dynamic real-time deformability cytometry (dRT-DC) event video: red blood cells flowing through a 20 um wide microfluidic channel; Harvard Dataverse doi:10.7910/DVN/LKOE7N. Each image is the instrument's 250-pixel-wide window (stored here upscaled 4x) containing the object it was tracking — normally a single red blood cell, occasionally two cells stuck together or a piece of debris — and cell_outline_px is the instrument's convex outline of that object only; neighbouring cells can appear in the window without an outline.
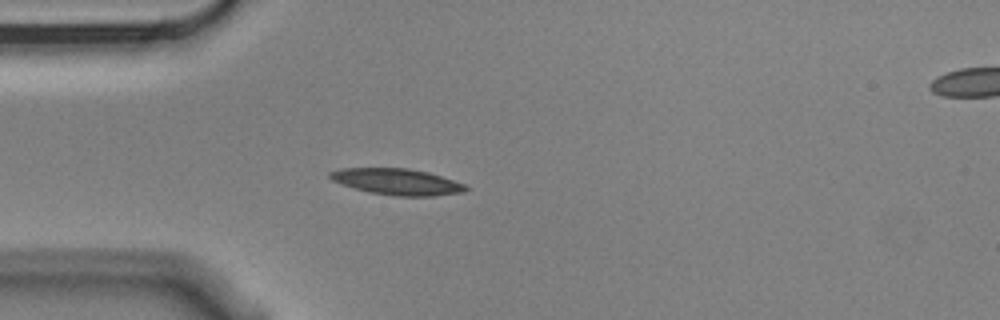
{"species": "Egyptian fruit bat (a non-hibernating species)", "species_latin": "Rousettus aegyptiacus", "temperature_condition": "cold", "stored_images_in_passage": 9, "camera_frame_rate_fps": 3000, "um_per_image_px": 0.085, "animal": {"sex": "male"}, "frame": {"image": 1, "passage_image": 4, "time_ms": 1.0, "image_size_px": [1000, 320], "cell_outline_px": [[468, 188], [464, 192], [436, 196], [396, 196], [368, 192], [340, 184], [332, 180], [328, 176], [328, 172], [340, 168], [408, 168], [428, 172], [464, 184]], "centroid_in_image_um": [33.71, 15.45], "position_along_channel_um": 51.3, "area_um2": 20.81}}
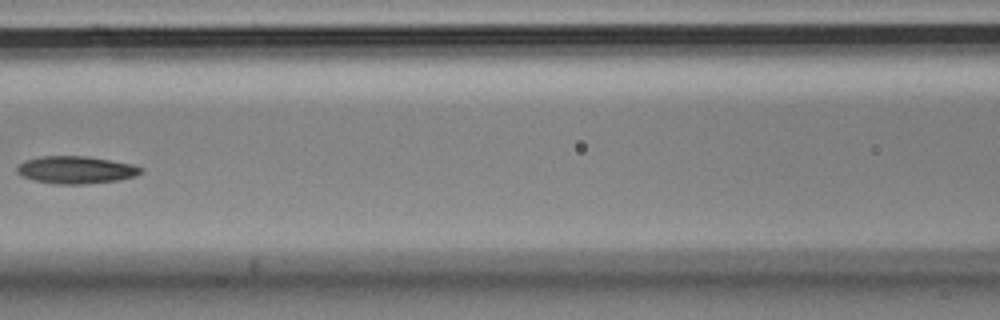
{"frame": {"image": 2, "passage_image": 7, "time_ms": 2.0, "image_size_px": [1000, 320], "cell_outline_px": [[144, 172], [136, 176], [116, 180], [84, 184], [56, 184], [32, 180], [20, 176], [16, 172], [16, 168], [24, 160], [40, 156], [88, 156], [132, 164], [140, 168]], "centroid_in_image_um": [6.4, 14.44], "position_along_channel_um": 160.2, "area_um2": 19.88}}
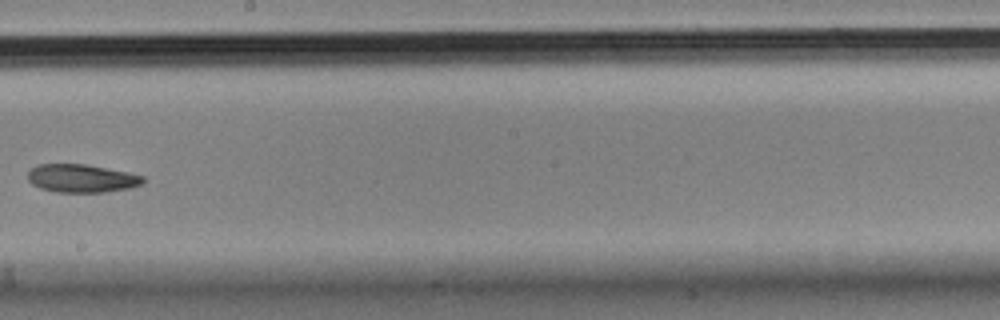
{"frame": {"image": 3, "passage_image": 9, "time_ms": 2.667, "image_size_px": [1000, 320], "cell_outline_px": [[144, 180], [140, 184], [132, 188], [104, 192], [56, 192], [40, 188], [32, 184], [28, 180], [28, 172], [36, 164], [84, 164], [144, 176]], "centroid_in_image_um": [6.89, 15.17], "position_along_channel_um": 241.3, "area_um2": 18.73}}